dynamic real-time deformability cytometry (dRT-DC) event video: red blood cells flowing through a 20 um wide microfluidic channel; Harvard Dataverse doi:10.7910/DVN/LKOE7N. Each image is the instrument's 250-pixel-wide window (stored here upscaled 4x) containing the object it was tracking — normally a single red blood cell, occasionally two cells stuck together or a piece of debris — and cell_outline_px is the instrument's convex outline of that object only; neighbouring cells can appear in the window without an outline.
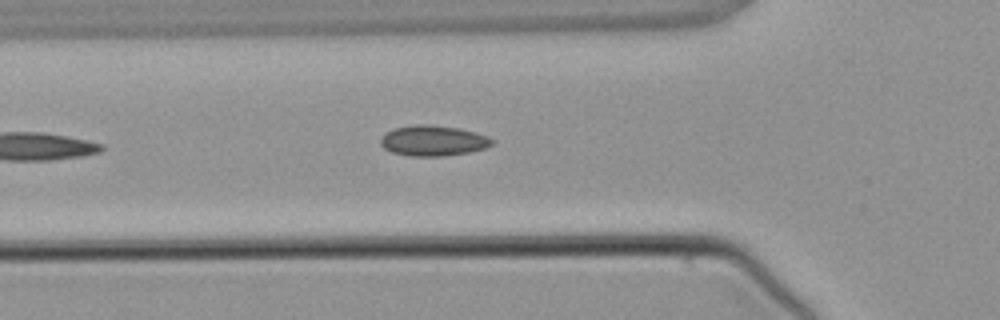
{"species": "common noctule bat (a hibernating species)", "species_latin": "Nyctalus noctula", "temperature_condition": "warm", "stored_images_in_passage": 2, "camera_frame_rate_fps": 3000, "um_per_image_px": 0.085, "animal": {"sex": "male", "body_mass_g": 21.5, "forearm_length_mm": 52.0}, "frame": {"image": 1, "passage_image": 2, "time_ms": 1.333, "image_size_px": [1000, 320], "cell_outline_px": [[496, 140], [492, 144], [484, 148], [468, 152], [444, 156], [408, 156], [392, 152], [384, 148], [380, 144], [380, 140], [392, 128], [416, 124], [428, 124], [456, 128], [476, 132], [488, 136]], "centroid_in_image_um": [36.82, 11.96], "position_along_channel_um": 89.0, "area_um2": 19.77}}